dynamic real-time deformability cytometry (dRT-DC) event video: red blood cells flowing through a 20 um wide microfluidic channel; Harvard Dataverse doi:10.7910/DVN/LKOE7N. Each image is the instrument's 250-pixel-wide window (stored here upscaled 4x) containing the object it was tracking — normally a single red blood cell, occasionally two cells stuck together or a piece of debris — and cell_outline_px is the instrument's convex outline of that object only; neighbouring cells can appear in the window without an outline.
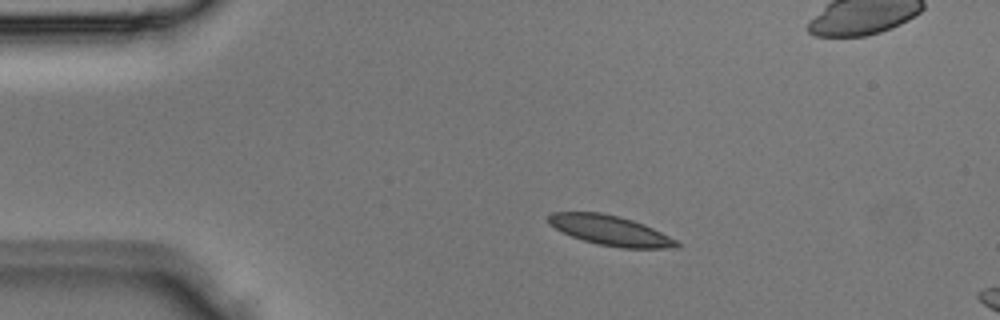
{"species": "Egyptian fruit bat (a non-hibernating species)", "species_latin": "Rousettus aegyptiacus", "temperature_condition": "room temperature", "stored_images_in_passage": 5, "camera_frame_rate_fps": 3000, "um_per_image_px": 0.085, "animal": {"sex": "male"}, "frame": {"image": 1, "passage_image": 3, "time_ms": 0.667, "image_size_px": [1000, 320], "cell_outline_px": [[680, 248], [620, 248], [596, 244], [572, 236], [548, 224], [548, 216], [552, 212], [600, 212], [620, 216], [644, 224], [676, 240], [680, 244]], "centroid_in_image_um": [51.88, 19.59], "position_along_channel_um": 33.1, "area_um2": 22.25}}